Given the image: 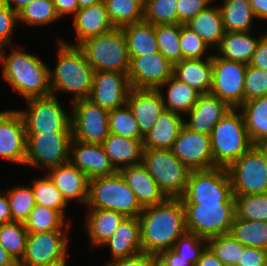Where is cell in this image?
<instances>
[{"instance_id": "ee69618b", "label": "cell", "mask_w": 267, "mask_h": 266, "mask_svg": "<svg viewBox=\"0 0 267 266\" xmlns=\"http://www.w3.org/2000/svg\"><path fill=\"white\" fill-rule=\"evenodd\" d=\"M10 206L12 221L25 222L36 203L33 190L30 185H16L6 191Z\"/></svg>"}, {"instance_id": "91938a15", "label": "cell", "mask_w": 267, "mask_h": 266, "mask_svg": "<svg viewBox=\"0 0 267 266\" xmlns=\"http://www.w3.org/2000/svg\"><path fill=\"white\" fill-rule=\"evenodd\" d=\"M158 256L168 266H194L191 262L180 257V255L177 252H175L172 248L160 252Z\"/></svg>"}, {"instance_id": "603a6c76", "label": "cell", "mask_w": 267, "mask_h": 266, "mask_svg": "<svg viewBox=\"0 0 267 266\" xmlns=\"http://www.w3.org/2000/svg\"><path fill=\"white\" fill-rule=\"evenodd\" d=\"M61 191L65 200L84 206L88 199L89 178L70 161L44 172ZM72 201V202H71Z\"/></svg>"}, {"instance_id": "2644e50d", "label": "cell", "mask_w": 267, "mask_h": 266, "mask_svg": "<svg viewBox=\"0 0 267 266\" xmlns=\"http://www.w3.org/2000/svg\"><path fill=\"white\" fill-rule=\"evenodd\" d=\"M37 266H68L67 261H56Z\"/></svg>"}, {"instance_id": "5b68a950", "label": "cell", "mask_w": 267, "mask_h": 266, "mask_svg": "<svg viewBox=\"0 0 267 266\" xmlns=\"http://www.w3.org/2000/svg\"><path fill=\"white\" fill-rule=\"evenodd\" d=\"M85 207L113 210L126 217H138L143 210L119 171L89 180Z\"/></svg>"}, {"instance_id": "bcb514c9", "label": "cell", "mask_w": 267, "mask_h": 266, "mask_svg": "<svg viewBox=\"0 0 267 266\" xmlns=\"http://www.w3.org/2000/svg\"><path fill=\"white\" fill-rule=\"evenodd\" d=\"M108 126L110 133L126 138L143 139L138 123L127 104L109 111Z\"/></svg>"}, {"instance_id": "4316f807", "label": "cell", "mask_w": 267, "mask_h": 266, "mask_svg": "<svg viewBox=\"0 0 267 266\" xmlns=\"http://www.w3.org/2000/svg\"><path fill=\"white\" fill-rule=\"evenodd\" d=\"M119 172L142 208L157 205L167 198L142 162L124 167Z\"/></svg>"}, {"instance_id": "8d00e7d4", "label": "cell", "mask_w": 267, "mask_h": 266, "mask_svg": "<svg viewBox=\"0 0 267 266\" xmlns=\"http://www.w3.org/2000/svg\"><path fill=\"white\" fill-rule=\"evenodd\" d=\"M69 222L59 211L41 205H35L28 219L24 222L28 233H42L53 230H70Z\"/></svg>"}, {"instance_id": "3957f363", "label": "cell", "mask_w": 267, "mask_h": 266, "mask_svg": "<svg viewBox=\"0 0 267 266\" xmlns=\"http://www.w3.org/2000/svg\"><path fill=\"white\" fill-rule=\"evenodd\" d=\"M55 43L57 59L54 69L49 68L51 95L58 97L61 93L69 94L70 104L88 99L93 85L94 69L79 46L66 44L58 39Z\"/></svg>"}, {"instance_id": "680465c9", "label": "cell", "mask_w": 267, "mask_h": 266, "mask_svg": "<svg viewBox=\"0 0 267 266\" xmlns=\"http://www.w3.org/2000/svg\"><path fill=\"white\" fill-rule=\"evenodd\" d=\"M52 1L54 3L55 10L60 19L66 16L72 18L79 10V5L77 0H52Z\"/></svg>"}, {"instance_id": "816d5d0a", "label": "cell", "mask_w": 267, "mask_h": 266, "mask_svg": "<svg viewBox=\"0 0 267 266\" xmlns=\"http://www.w3.org/2000/svg\"><path fill=\"white\" fill-rule=\"evenodd\" d=\"M267 96V70L247 66L244 79V102Z\"/></svg>"}, {"instance_id": "9a60e30c", "label": "cell", "mask_w": 267, "mask_h": 266, "mask_svg": "<svg viewBox=\"0 0 267 266\" xmlns=\"http://www.w3.org/2000/svg\"><path fill=\"white\" fill-rule=\"evenodd\" d=\"M70 230L29 233L25 254L19 266H37L56 261H67Z\"/></svg>"}, {"instance_id": "94428289", "label": "cell", "mask_w": 267, "mask_h": 266, "mask_svg": "<svg viewBox=\"0 0 267 266\" xmlns=\"http://www.w3.org/2000/svg\"><path fill=\"white\" fill-rule=\"evenodd\" d=\"M195 266H224V264L215 256L212 250L206 246Z\"/></svg>"}, {"instance_id": "6125c7cd", "label": "cell", "mask_w": 267, "mask_h": 266, "mask_svg": "<svg viewBox=\"0 0 267 266\" xmlns=\"http://www.w3.org/2000/svg\"><path fill=\"white\" fill-rule=\"evenodd\" d=\"M2 192L3 190L0 189V225L12 222V216L7 195L6 192Z\"/></svg>"}, {"instance_id": "52a82bcc", "label": "cell", "mask_w": 267, "mask_h": 266, "mask_svg": "<svg viewBox=\"0 0 267 266\" xmlns=\"http://www.w3.org/2000/svg\"><path fill=\"white\" fill-rule=\"evenodd\" d=\"M142 163L167 198H180L190 171L171 149H144Z\"/></svg>"}, {"instance_id": "30bf717a", "label": "cell", "mask_w": 267, "mask_h": 266, "mask_svg": "<svg viewBox=\"0 0 267 266\" xmlns=\"http://www.w3.org/2000/svg\"><path fill=\"white\" fill-rule=\"evenodd\" d=\"M26 138L25 166L44 173L69 162L72 132L26 133Z\"/></svg>"}, {"instance_id": "e0dca14e", "label": "cell", "mask_w": 267, "mask_h": 266, "mask_svg": "<svg viewBox=\"0 0 267 266\" xmlns=\"http://www.w3.org/2000/svg\"><path fill=\"white\" fill-rule=\"evenodd\" d=\"M129 57L127 74L131 88L157 89L173 76V64L160 52Z\"/></svg>"}, {"instance_id": "8992f818", "label": "cell", "mask_w": 267, "mask_h": 266, "mask_svg": "<svg viewBox=\"0 0 267 266\" xmlns=\"http://www.w3.org/2000/svg\"><path fill=\"white\" fill-rule=\"evenodd\" d=\"M79 47L95 72L128 73L130 57L126 38L121 28L115 27L107 33L89 38Z\"/></svg>"}, {"instance_id": "b9f144b4", "label": "cell", "mask_w": 267, "mask_h": 266, "mask_svg": "<svg viewBox=\"0 0 267 266\" xmlns=\"http://www.w3.org/2000/svg\"><path fill=\"white\" fill-rule=\"evenodd\" d=\"M155 36L159 52L173 65L180 62V24L155 25Z\"/></svg>"}, {"instance_id": "6da1fadb", "label": "cell", "mask_w": 267, "mask_h": 266, "mask_svg": "<svg viewBox=\"0 0 267 266\" xmlns=\"http://www.w3.org/2000/svg\"><path fill=\"white\" fill-rule=\"evenodd\" d=\"M24 49L17 43L0 48L1 79L24 101L51 95L49 65Z\"/></svg>"}, {"instance_id": "4dcf8cb0", "label": "cell", "mask_w": 267, "mask_h": 266, "mask_svg": "<svg viewBox=\"0 0 267 266\" xmlns=\"http://www.w3.org/2000/svg\"><path fill=\"white\" fill-rule=\"evenodd\" d=\"M183 125V115L165 110L143 136V149H171Z\"/></svg>"}, {"instance_id": "11a10c76", "label": "cell", "mask_w": 267, "mask_h": 266, "mask_svg": "<svg viewBox=\"0 0 267 266\" xmlns=\"http://www.w3.org/2000/svg\"><path fill=\"white\" fill-rule=\"evenodd\" d=\"M236 266H267V250L245 246Z\"/></svg>"}, {"instance_id": "d4e9b609", "label": "cell", "mask_w": 267, "mask_h": 266, "mask_svg": "<svg viewBox=\"0 0 267 266\" xmlns=\"http://www.w3.org/2000/svg\"><path fill=\"white\" fill-rule=\"evenodd\" d=\"M110 250V260L129 258L142 253L140 221L138 217H126L102 248Z\"/></svg>"}, {"instance_id": "03108f58", "label": "cell", "mask_w": 267, "mask_h": 266, "mask_svg": "<svg viewBox=\"0 0 267 266\" xmlns=\"http://www.w3.org/2000/svg\"><path fill=\"white\" fill-rule=\"evenodd\" d=\"M35 0H7L9 6L14 12L18 13L22 8Z\"/></svg>"}, {"instance_id": "83f0119b", "label": "cell", "mask_w": 267, "mask_h": 266, "mask_svg": "<svg viewBox=\"0 0 267 266\" xmlns=\"http://www.w3.org/2000/svg\"><path fill=\"white\" fill-rule=\"evenodd\" d=\"M173 76L191 86L200 95L208 94L212 87V58L182 59L173 65Z\"/></svg>"}, {"instance_id": "89a4df30", "label": "cell", "mask_w": 267, "mask_h": 266, "mask_svg": "<svg viewBox=\"0 0 267 266\" xmlns=\"http://www.w3.org/2000/svg\"><path fill=\"white\" fill-rule=\"evenodd\" d=\"M152 266H168L158 255H152Z\"/></svg>"}, {"instance_id": "7a4b0ae2", "label": "cell", "mask_w": 267, "mask_h": 266, "mask_svg": "<svg viewBox=\"0 0 267 266\" xmlns=\"http://www.w3.org/2000/svg\"><path fill=\"white\" fill-rule=\"evenodd\" d=\"M138 218L143 253L158 255L172 248L187 231L185 208L180 198H166L157 205L145 207Z\"/></svg>"}, {"instance_id": "db71d44e", "label": "cell", "mask_w": 267, "mask_h": 266, "mask_svg": "<svg viewBox=\"0 0 267 266\" xmlns=\"http://www.w3.org/2000/svg\"><path fill=\"white\" fill-rule=\"evenodd\" d=\"M216 0H177L178 24L184 25Z\"/></svg>"}, {"instance_id": "44dd1931", "label": "cell", "mask_w": 267, "mask_h": 266, "mask_svg": "<svg viewBox=\"0 0 267 266\" xmlns=\"http://www.w3.org/2000/svg\"><path fill=\"white\" fill-rule=\"evenodd\" d=\"M134 115L140 134H147L166 110L162 97L157 89L131 88L127 103Z\"/></svg>"}, {"instance_id": "003e7915", "label": "cell", "mask_w": 267, "mask_h": 266, "mask_svg": "<svg viewBox=\"0 0 267 266\" xmlns=\"http://www.w3.org/2000/svg\"><path fill=\"white\" fill-rule=\"evenodd\" d=\"M254 146L260 151L267 168V141L258 142Z\"/></svg>"}, {"instance_id": "60d3db41", "label": "cell", "mask_w": 267, "mask_h": 266, "mask_svg": "<svg viewBox=\"0 0 267 266\" xmlns=\"http://www.w3.org/2000/svg\"><path fill=\"white\" fill-rule=\"evenodd\" d=\"M58 16L52 0H35L18 12L19 25L41 27L58 22Z\"/></svg>"}, {"instance_id": "f546056e", "label": "cell", "mask_w": 267, "mask_h": 266, "mask_svg": "<svg viewBox=\"0 0 267 266\" xmlns=\"http://www.w3.org/2000/svg\"><path fill=\"white\" fill-rule=\"evenodd\" d=\"M142 140L109 133L102 146L113 167L120 171L124 167L142 162L144 150Z\"/></svg>"}, {"instance_id": "681fc988", "label": "cell", "mask_w": 267, "mask_h": 266, "mask_svg": "<svg viewBox=\"0 0 267 266\" xmlns=\"http://www.w3.org/2000/svg\"><path fill=\"white\" fill-rule=\"evenodd\" d=\"M180 48L183 59L212 58L213 52L210 46L204 42L194 31L180 24ZM210 50L212 53H210ZM209 53V54H208Z\"/></svg>"}, {"instance_id": "f907efd6", "label": "cell", "mask_w": 267, "mask_h": 266, "mask_svg": "<svg viewBox=\"0 0 267 266\" xmlns=\"http://www.w3.org/2000/svg\"><path fill=\"white\" fill-rule=\"evenodd\" d=\"M206 246L207 239L186 231L176 240L172 249L195 266Z\"/></svg>"}, {"instance_id": "4fadbf2b", "label": "cell", "mask_w": 267, "mask_h": 266, "mask_svg": "<svg viewBox=\"0 0 267 266\" xmlns=\"http://www.w3.org/2000/svg\"><path fill=\"white\" fill-rule=\"evenodd\" d=\"M247 64L212 56V87L209 93L225 102L231 109L244 103V79Z\"/></svg>"}, {"instance_id": "1f68e13d", "label": "cell", "mask_w": 267, "mask_h": 266, "mask_svg": "<svg viewBox=\"0 0 267 266\" xmlns=\"http://www.w3.org/2000/svg\"><path fill=\"white\" fill-rule=\"evenodd\" d=\"M184 25L194 31L213 51L220 45L226 32L221 11L214 2Z\"/></svg>"}, {"instance_id": "d6986e66", "label": "cell", "mask_w": 267, "mask_h": 266, "mask_svg": "<svg viewBox=\"0 0 267 266\" xmlns=\"http://www.w3.org/2000/svg\"><path fill=\"white\" fill-rule=\"evenodd\" d=\"M130 90L131 86L127 73L97 71L94 73L88 100L100 108L110 111L127 103Z\"/></svg>"}, {"instance_id": "74e56055", "label": "cell", "mask_w": 267, "mask_h": 266, "mask_svg": "<svg viewBox=\"0 0 267 266\" xmlns=\"http://www.w3.org/2000/svg\"><path fill=\"white\" fill-rule=\"evenodd\" d=\"M42 178H33L30 186L33 190L36 205L45 206L50 209L59 211L69 222L72 219L67 217L66 210L69 203L63 197L61 191L55 186L51 179L43 173Z\"/></svg>"}, {"instance_id": "7dc6e473", "label": "cell", "mask_w": 267, "mask_h": 266, "mask_svg": "<svg viewBox=\"0 0 267 266\" xmlns=\"http://www.w3.org/2000/svg\"><path fill=\"white\" fill-rule=\"evenodd\" d=\"M207 246L224 265L233 266H236V261L240 259L241 251L245 248L231 233L209 238Z\"/></svg>"}, {"instance_id": "ab89813d", "label": "cell", "mask_w": 267, "mask_h": 266, "mask_svg": "<svg viewBox=\"0 0 267 266\" xmlns=\"http://www.w3.org/2000/svg\"><path fill=\"white\" fill-rule=\"evenodd\" d=\"M244 246L267 250V222L234 217L231 232Z\"/></svg>"}, {"instance_id": "8c879c8a", "label": "cell", "mask_w": 267, "mask_h": 266, "mask_svg": "<svg viewBox=\"0 0 267 266\" xmlns=\"http://www.w3.org/2000/svg\"><path fill=\"white\" fill-rule=\"evenodd\" d=\"M7 7V0H0V10Z\"/></svg>"}, {"instance_id": "be15d7a7", "label": "cell", "mask_w": 267, "mask_h": 266, "mask_svg": "<svg viewBox=\"0 0 267 266\" xmlns=\"http://www.w3.org/2000/svg\"><path fill=\"white\" fill-rule=\"evenodd\" d=\"M257 21H267V0H249Z\"/></svg>"}, {"instance_id": "f5cc1de1", "label": "cell", "mask_w": 267, "mask_h": 266, "mask_svg": "<svg viewBox=\"0 0 267 266\" xmlns=\"http://www.w3.org/2000/svg\"><path fill=\"white\" fill-rule=\"evenodd\" d=\"M17 24H19L18 13L9 6L0 10V48L14 45L12 36L16 31Z\"/></svg>"}, {"instance_id": "e575fe53", "label": "cell", "mask_w": 267, "mask_h": 266, "mask_svg": "<svg viewBox=\"0 0 267 266\" xmlns=\"http://www.w3.org/2000/svg\"><path fill=\"white\" fill-rule=\"evenodd\" d=\"M127 42L129 56H143L159 52L155 25L141 21L121 27Z\"/></svg>"}, {"instance_id": "484cf974", "label": "cell", "mask_w": 267, "mask_h": 266, "mask_svg": "<svg viewBox=\"0 0 267 266\" xmlns=\"http://www.w3.org/2000/svg\"><path fill=\"white\" fill-rule=\"evenodd\" d=\"M86 211L83 226L89 238V249H102L126 216L107 209L86 208Z\"/></svg>"}, {"instance_id": "277c9868", "label": "cell", "mask_w": 267, "mask_h": 266, "mask_svg": "<svg viewBox=\"0 0 267 266\" xmlns=\"http://www.w3.org/2000/svg\"><path fill=\"white\" fill-rule=\"evenodd\" d=\"M214 167H228L254 144L250 140L242 112L230 109L215 125L211 134Z\"/></svg>"}, {"instance_id": "836d02e7", "label": "cell", "mask_w": 267, "mask_h": 266, "mask_svg": "<svg viewBox=\"0 0 267 266\" xmlns=\"http://www.w3.org/2000/svg\"><path fill=\"white\" fill-rule=\"evenodd\" d=\"M222 22L226 32L254 31V20L257 18L251 9L249 0H223L218 3ZM220 4V5H219Z\"/></svg>"}, {"instance_id": "ba28073f", "label": "cell", "mask_w": 267, "mask_h": 266, "mask_svg": "<svg viewBox=\"0 0 267 266\" xmlns=\"http://www.w3.org/2000/svg\"><path fill=\"white\" fill-rule=\"evenodd\" d=\"M59 100L54 95L25 100L27 109L17 110L26 133L72 132L71 111L68 112Z\"/></svg>"}, {"instance_id": "ac0fdd59", "label": "cell", "mask_w": 267, "mask_h": 266, "mask_svg": "<svg viewBox=\"0 0 267 266\" xmlns=\"http://www.w3.org/2000/svg\"><path fill=\"white\" fill-rule=\"evenodd\" d=\"M26 131L17 109L0 111V158L25 166Z\"/></svg>"}, {"instance_id": "5bb4252c", "label": "cell", "mask_w": 267, "mask_h": 266, "mask_svg": "<svg viewBox=\"0 0 267 266\" xmlns=\"http://www.w3.org/2000/svg\"><path fill=\"white\" fill-rule=\"evenodd\" d=\"M71 127L74 140L83 143L102 144L109 131V111L81 99L70 104Z\"/></svg>"}, {"instance_id": "d590c367", "label": "cell", "mask_w": 267, "mask_h": 266, "mask_svg": "<svg viewBox=\"0 0 267 266\" xmlns=\"http://www.w3.org/2000/svg\"><path fill=\"white\" fill-rule=\"evenodd\" d=\"M238 109L252 143L267 141V96L246 101Z\"/></svg>"}, {"instance_id": "c3c4849f", "label": "cell", "mask_w": 267, "mask_h": 266, "mask_svg": "<svg viewBox=\"0 0 267 266\" xmlns=\"http://www.w3.org/2000/svg\"><path fill=\"white\" fill-rule=\"evenodd\" d=\"M144 21L153 25L178 24L177 0H145Z\"/></svg>"}, {"instance_id": "9c48e42d", "label": "cell", "mask_w": 267, "mask_h": 266, "mask_svg": "<svg viewBox=\"0 0 267 266\" xmlns=\"http://www.w3.org/2000/svg\"><path fill=\"white\" fill-rule=\"evenodd\" d=\"M183 203H235L226 167L190 171Z\"/></svg>"}, {"instance_id": "7402d4cb", "label": "cell", "mask_w": 267, "mask_h": 266, "mask_svg": "<svg viewBox=\"0 0 267 266\" xmlns=\"http://www.w3.org/2000/svg\"><path fill=\"white\" fill-rule=\"evenodd\" d=\"M71 20L74 27L73 32H75V44L69 43L68 39L66 41L62 37L58 40L74 46H79L85 40L107 33L115 28L109 19L104 1L79 9Z\"/></svg>"}, {"instance_id": "a7ac6f4b", "label": "cell", "mask_w": 267, "mask_h": 266, "mask_svg": "<svg viewBox=\"0 0 267 266\" xmlns=\"http://www.w3.org/2000/svg\"><path fill=\"white\" fill-rule=\"evenodd\" d=\"M103 0H77L79 9L89 7L91 5H95L97 3L102 2Z\"/></svg>"}, {"instance_id": "cb8c5ba5", "label": "cell", "mask_w": 267, "mask_h": 266, "mask_svg": "<svg viewBox=\"0 0 267 266\" xmlns=\"http://www.w3.org/2000/svg\"><path fill=\"white\" fill-rule=\"evenodd\" d=\"M231 108L211 93L199 95L197 102L184 116V125L191 131L210 135L215 125Z\"/></svg>"}, {"instance_id": "7bdbcfd3", "label": "cell", "mask_w": 267, "mask_h": 266, "mask_svg": "<svg viewBox=\"0 0 267 266\" xmlns=\"http://www.w3.org/2000/svg\"><path fill=\"white\" fill-rule=\"evenodd\" d=\"M28 232L23 222L0 225V244L19 263L25 254Z\"/></svg>"}, {"instance_id": "9f6ffc18", "label": "cell", "mask_w": 267, "mask_h": 266, "mask_svg": "<svg viewBox=\"0 0 267 266\" xmlns=\"http://www.w3.org/2000/svg\"><path fill=\"white\" fill-rule=\"evenodd\" d=\"M105 266H152V254L142 252L129 258L108 261Z\"/></svg>"}, {"instance_id": "f6af8a7d", "label": "cell", "mask_w": 267, "mask_h": 266, "mask_svg": "<svg viewBox=\"0 0 267 266\" xmlns=\"http://www.w3.org/2000/svg\"><path fill=\"white\" fill-rule=\"evenodd\" d=\"M233 195L235 200L236 218L267 222V193L256 195Z\"/></svg>"}, {"instance_id": "d6a6232c", "label": "cell", "mask_w": 267, "mask_h": 266, "mask_svg": "<svg viewBox=\"0 0 267 266\" xmlns=\"http://www.w3.org/2000/svg\"><path fill=\"white\" fill-rule=\"evenodd\" d=\"M167 111L185 116L197 102L199 93L174 76L157 88ZM166 93H165V92Z\"/></svg>"}, {"instance_id": "2e32d148", "label": "cell", "mask_w": 267, "mask_h": 266, "mask_svg": "<svg viewBox=\"0 0 267 266\" xmlns=\"http://www.w3.org/2000/svg\"><path fill=\"white\" fill-rule=\"evenodd\" d=\"M171 150L191 171L213 168L211 139L208 134L191 131L183 125Z\"/></svg>"}, {"instance_id": "ffe728a7", "label": "cell", "mask_w": 267, "mask_h": 266, "mask_svg": "<svg viewBox=\"0 0 267 266\" xmlns=\"http://www.w3.org/2000/svg\"><path fill=\"white\" fill-rule=\"evenodd\" d=\"M69 161L82 171L89 180L117 172L102 144L83 143L72 139Z\"/></svg>"}, {"instance_id": "f1b7e54d", "label": "cell", "mask_w": 267, "mask_h": 266, "mask_svg": "<svg viewBox=\"0 0 267 266\" xmlns=\"http://www.w3.org/2000/svg\"><path fill=\"white\" fill-rule=\"evenodd\" d=\"M266 33L253 34L250 32H225L220 45L214 53L223 59L249 64L260 38ZM216 51V52H215Z\"/></svg>"}, {"instance_id": "e7e4bbea", "label": "cell", "mask_w": 267, "mask_h": 266, "mask_svg": "<svg viewBox=\"0 0 267 266\" xmlns=\"http://www.w3.org/2000/svg\"><path fill=\"white\" fill-rule=\"evenodd\" d=\"M0 266H19V263L0 244Z\"/></svg>"}, {"instance_id": "8fae6325", "label": "cell", "mask_w": 267, "mask_h": 266, "mask_svg": "<svg viewBox=\"0 0 267 266\" xmlns=\"http://www.w3.org/2000/svg\"><path fill=\"white\" fill-rule=\"evenodd\" d=\"M186 230L209 239L231 232L235 203H183Z\"/></svg>"}, {"instance_id": "6f0895ef", "label": "cell", "mask_w": 267, "mask_h": 266, "mask_svg": "<svg viewBox=\"0 0 267 266\" xmlns=\"http://www.w3.org/2000/svg\"><path fill=\"white\" fill-rule=\"evenodd\" d=\"M248 65L267 70V32L260 38Z\"/></svg>"}, {"instance_id": "7c38bea8", "label": "cell", "mask_w": 267, "mask_h": 266, "mask_svg": "<svg viewBox=\"0 0 267 266\" xmlns=\"http://www.w3.org/2000/svg\"><path fill=\"white\" fill-rule=\"evenodd\" d=\"M233 194L267 193V168L260 151L253 145L227 167Z\"/></svg>"}, {"instance_id": "f35d334b", "label": "cell", "mask_w": 267, "mask_h": 266, "mask_svg": "<svg viewBox=\"0 0 267 266\" xmlns=\"http://www.w3.org/2000/svg\"><path fill=\"white\" fill-rule=\"evenodd\" d=\"M116 28L144 21L145 0H103Z\"/></svg>"}]
</instances>
